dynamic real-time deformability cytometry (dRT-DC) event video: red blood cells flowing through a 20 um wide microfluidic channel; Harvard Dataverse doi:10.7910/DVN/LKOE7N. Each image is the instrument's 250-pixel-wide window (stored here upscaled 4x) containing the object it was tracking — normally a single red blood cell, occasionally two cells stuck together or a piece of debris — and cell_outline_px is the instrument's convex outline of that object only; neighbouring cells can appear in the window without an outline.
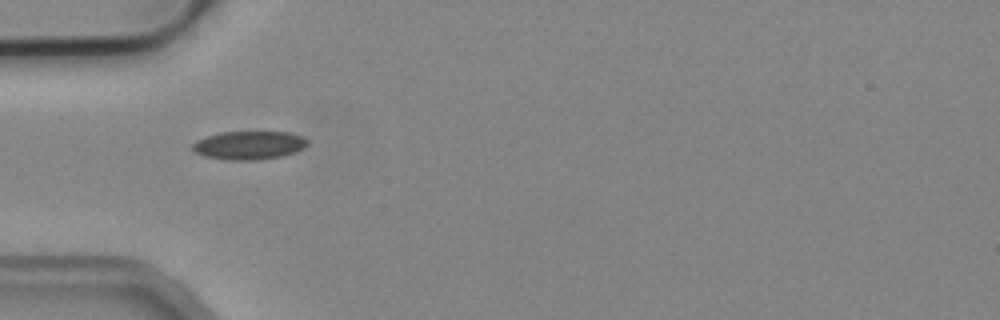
{"species": "common noctule bat (a hibernating species)", "species_latin": "Nyctalus noctula", "temperature_condition": "cold", "stored_images_in_passage": 2, "camera_frame_rate_fps": 3000, "um_per_image_px": 0.085, "animal": {"sex": "male", "body_mass_g": 19.2, "forearm_length_mm": 51.8}, "frame": {"image": 1, "passage_image": 1, "time_ms": 0.0, "image_size_px": [1000, 320], "cell_outline_px": [[308, 144], [304, 148], [296, 152], [280, 156], [260, 160], [228, 160], [204, 156], [196, 152], [192, 148], [192, 144], [196, 140], [220, 132], [288, 132], [300, 136], [308, 140]], "centroid_in_image_um": [21.17, 12.35], "position_along_channel_um": 63.8, "area_um2": 19.02}}